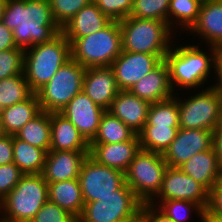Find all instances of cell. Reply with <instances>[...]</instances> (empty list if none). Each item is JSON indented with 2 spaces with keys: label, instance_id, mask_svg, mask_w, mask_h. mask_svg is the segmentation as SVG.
<instances>
[{
  "label": "cell",
  "instance_id": "obj_30",
  "mask_svg": "<svg viewBox=\"0 0 222 222\" xmlns=\"http://www.w3.org/2000/svg\"><path fill=\"white\" fill-rule=\"evenodd\" d=\"M178 129L179 127L144 126L138 134L141 149L163 155L175 139Z\"/></svg>",
  "mask_w": 222,
  "mask_h": 222
},
{
  "label": "cell",
  "instance_id": "obj_6",
  "mask_svg": "<svg viewBox=\"0 0 222 222\" xmlns=\"http://www.w3.org/2000/svg\"><path fill=\"white\" fill-rule=\"evenodd\" d=\"M48 200V183L42 173L23 174L0 202V211L9 222H30Z\"/></svg>",
  "mask_w": 222,
  "mask_h": 222
},
{
  "label": "cell",
  "instance_id": "obj_37",
  "mask_svg": "<svg viewBox=\"0 0 222 222\" xmlns=\"http://www.w3.org/2000/svg\"><path fill=\"white\" fill-rule=\"evenodd\" d=\"M24 51L19 47L0 51V80L23 74Z\"/></svg>",
  "mask_w": 222,
  "mask_h": 222
},
{
  "label": "cell",
  "instance_id": "obj_44",
  "mask_svg": "<svg viewBox=\"0 0 222 222\" xmlns=\"http://www.w3.org/2000/svg\"><path fill=\"white\" fill-rule=\"evenodd\" d=\"M207 209L222 216V189H211L209 191V202Z\"/></svg>",
  "mask_w": 222,
  "mask_h": 222
},
{
  "label": "cell",
  "instance_id": "obj_24",
  "mask_svg": "<svg viewBox=\"0 0 222 222\" xmlns=\"http://www.w3.org/2000/svg\"><path fill=\"white\" fill-rule=\"evenodd\" d=\"M178 168L210 191L217 182L221 166L212 147L210 150L195 154Z\"/></svg>",
  "mask_w": 222,
  "mask_h": 222
},
{
  "label": "cell",
  "instance_id": "obj_27",
  "mask_svg": "<svg viewBox=\"0 0 222 222\" xmlns=\"http://www.w3.org/2000/svg\"><path fill=\"white\" fill-rule=\"evenodd\" d=\"M15 136L32 146L43 149L47 153L51 146L50 113L41 110Z\"/></svg>",
  "mask_w": 222,
  "mask_h": 222
},
{
  "label": "cell",
  "instance_id": "obj_5",
  "mask_svg": "<svg viewBox=\"0 0 222 222\" xmlns=\"http://www.w3.org/2000/svg\"><path fill=\"white\" fill-rule=\"evenodd\" d=\"M122 50L145 54H167L173 29L167 22L128 16L119 21ZM171 41V42H170Z\"/></svg>",
  "mask_w": 222,
  "mask_h": 222
},
{
  "label": "cell",
  "instance_id": "obj_36",
  "mask_svg": "<svg viewBox=\"0 0 222 222\" xmlns=\"http://www.w3.org/2000/svg\"><path fill=\"white\" fill-rule=\"evenodd\" d=\"M93 0H49L54 20L60 28Z\"/></svg>",
  "mask_w": 222,
  "mask_h": 222
},
{
  "label": "cell",
  "instance_id": "obj_18",
  "mask_svg": "<svg viewBox=\"0 0 222 222\" xmlns=\"http://www.w3.org/2000/svg\"><path fill=\"white\" fill-rule=\"evenodd\" d=\"M141 150L139 136L112 144H89V156L97 163L126 172L135 155Z\"/></svg>",
  "mask_w": 222,
  "mask_h": 222
},
{
  "label": "cell",
  "instance_id": "obj_38",
  "mask_svg": "<svg viewBox=\"0 0 222 222\" xmlns=\"http://www.w3.org/2000/svg\"><path fill=\"white\" fill-rule=\"evenodd\" d=\"M111 21H122L131 14L133 0H93Z\"/></svg>",
  "mask_w": 222,
  "mask_h": 222
},
{
  "label": "cell",
  "instance_id": "obj_21",
  "mask_svg": "<svg viewBox=\"0 0 222 222\" xmlns=\"http://www.w3.org/2000/svg\"><path fill=\"white\" fill-rule=\"evenodd\" d=\"M51 146L55 151H89V142L60 112L50 113Z\"/></svg>",
  "mask_w": 222,
  "mask_h": 222
},
{
  "label": "cell",
  "instance_id": "obj_7",
  "mask_svg": "<svg viewBox=\"0 0 222 222\" xmlns=\"http://www.w3.org/2000/svg\"><path fill=\"white\" fill-rule=\"evenodd\" d=\"M166 169L162 154L141 149L125 172V182L143 203L156 204Z\"/></svg>",
  "mask_w": 222,
  "mask_h": 222
},
{
  "label": "cell",
  "instance_id": "obj_17",
  "mask_svg": "<svg viewBox=\"0 0 222 222\" xmlns=\"http://www.w3.org/2000/svg\"><path fill=\"white\" fill-rule=\"evenodd\" d=\"M89 151L49 150L45 157L42 175L49 183L78 179L81 165Z\"/></svg>",
  "mask_w": 222,
  "mask_h": 222
},
{
  "label": "cell",
  "instance_id": "obj_29",
  "mask_svg": "<svg viewBox=\"0 0 222 222\" xmlns=\"http://www.w3.org/2000/svg\"><path fill=\"white\" fill-rule=\"evenodd\" d=\"M137 134L107 110L103 113L98 131L89 144H112L132 140Z\"/></svg>",
  "mask_w": 222,
  "mask_h": 222
},
{
  "label": "cell",
  "instance_id": "obj_52",
  "mask_svg": "<svg viewBox=\"0 0 222 222\" xmlns=\"http://www.w3.org/2000/svg\"><path fill=\"white\" fill-rule=\"evenodd\" d=\"M3 217L0 218V222H9L5 217H4V214L2 215Z\"/></svg>",
  "mask_w": 222,
  "mask_h": 222
},
{
  "label": "cell",
  "instance_id": "obj_39",
  "mask_svg": "<svg viewBox=\"0 0 222 222\" xmlns=\"http://www.w3.org/2000/svg\"><path fill=\"white\" fill-rule=\"evenodd\" d=\"M30 222H77V219L56 203L48 200Z\"/></svg>",
  "mask_w": 222,
  "mask_h": 222
},
{
  "label": "cell",
  "instance_id": "obj_48",
  "mask_svg": "<svg viewBox=\"0 0 222 222\" xmlns=\"http://www.w3.org/2000/svg\"><path fill=\"white\" fill-rule=\"evenodd\" d=\"M121 222H145L144 203L142 204L141 210L139 212H137L132 217L125 219Z\"/></svg>",
  "mask_w": 222,
  "mask_h": 222
},
{
  "label": "cell",
  "instance_id": "obj_9",
  "mask_svg": "<svg viewBox=\"0 0 222 222\" xmlns=\"http://www.w3.org/2000/svg\"><path fill=\"white\" fill-rule=\"evenodd\" d=\"M190 97L177 98L179 128L214 131L222 121V95L209 87Z\"/></svg>",
  "mask_w": 222,
  "mask_h": 222
},
{
  "label": "cell",
  "instance_id": "obj_13",
  "mask_svg": "<svg viewBox=\"0 0 222 222\" xmlns=\"http://www.w3.org/2000/svg\"><path fill=\"white\" fill-rule=\"evenodd\" d=\"M155 198H160L161 201L188 200L205 210L209 202V191L178 167L167 166L161 190Z\"/></svg>",
  "mask_w": 222,
  "mask_h": 222
},
{
  "label": "cell",
  "instance_id": "obj_50",
  "mask_svg": "<svg viewBox=\"0 0 222 222\" xmlns=\"http://www.w3.org/2000/svg\"><path fill=\"white\" fill-rule=\"evenodd\" d=\"M2 108H0V137L5 136L6 133L3 128V120H2Z\"/></svg>",
  "mask_w": 222,
  "mask_h": 222
},
{
  "label": "cell",
  "instance_id": "obj_28",
  "mask_svg": "<svg viewBox=\"0 0 222 222\" xmlns=\"http://www.w3.org/2000/svg\"><path fill=\"white\" fill-rule=\"evenodd\" d=\"M46 152L13 135V163L23 174H38L44 169Z\"/></svg>",
  "mask_w": 222,
  "mask_h": 222
},
{
  "label": "cell",
  "instance_id": "obj_20",
  "mask_svg": "<svg viewBox=\"0 0 222 222\" xmlns=\"http://www.w3.org/2000/svg\"><path fill=\"white\" fill-rule=\"evenodd\" d=\"M129 91L150 104L173 97L175 91L173 92L170 84L169 68L166 61L162 60Z\"/></svg>",
  "mask_w": 222,
  "mask_h": 222
},
{
  "label": "cell",
  "instance_id": "obj_41",
  "mask_svg": "<svg viewBox=\"0 0 222 222\" xmlns=\"http://www.w3.org/2000/svg\"><path fill=\"white\" fill-rule=\"evenodd\" d=\"M13 162V135L0 137V166Z\"/></svg>",
  "mask_w": 222,
  "mask_h": 222
},
{
  "label": "cell",
  "instance_id": "obj_25",
  "mask_svg": "<svg viewBox=\"0 0 222 222\" xmlns=\"http://www.w3.org/2000/svg\"><path fill=\"white\" fill-rule=\"evenodd\" d=\"M49 200L72 214L76 219L83 211L84 200L78 179L48 184Z\"/></svg>",
  "mask_w": 222,
  "mask_h": 222
},
{
  "label": "cell",
  "instance_id": "obj_34",
  "mask_svg": "<svg viewBox=\"0 0 222 222\" xmlns=\"http://www.w3.org/2000/svg\"><path fill=\"white\" fill-rule=\"evenodd\" d=\"M170 0H133L131 17L139 19H153L168 24V10Z\"/></svg>",
  "mask_w": 222,
  "mask_h": 222
},
{
  "label": "cell",
  "instance_id": "obj_14",
  "mask_svg": "<svg viewBox=\"0 0 222 222\" xmlns=\"http://www.w3.org/2000/svg\"><path fill=\"white\" fill-rule=\"evenodd\" d=\"M213 147V131L206 129L179 128L175 139L164 152L163 158L169 167H179L195 154Z\"/></svg>",
  "mask_w": 222,
  "mask_h": 222
},
{
  "label": "cell",
  "instance_id": "obj_11",
  "mask_svg": "<svg viewBox=\"0 0 222 222\" xmlns=\"http://www.w3.org/2000/svg\"><path fill=\"white\" fill-rule=\"evenodd\" d=\"M84 203L114 195L125 182V173L97 163L89 155L84 159L78 176Z\"/></svg>",
  "mask_w": 222,
  "mask_h": 222
},
{
  "label": "cell",
  "instance_id": "obj_26",
  "mask_svg": "<svg viewBox=\"0 0 222 222\" xmlns=\"http://www.w3.org/2000/svg\"><path fill=\"white\" fill-rule=\"evenodd\" d=\"M41 111L38 96L29 98L2 110L3 128L7 135H15L27 122Z\"/></svg>",
  "mask_w": 222,
  "mask_h": 222
},
{
  "label": "cell",
  "instance_id": "obj_23",
  "mask_svg": "<svg viewBox=\"0 0 222 222\" xmlns=\"http://www.w3.org/2000/svg\"><path fill=\"white\" fill-rule=\"evenodd\" d=\"M110 22L111 20L91 1L61 28V33L66 38L85 37L104 29Z\"/></svg>",
  "mask_w": 222,
  "mask_h": 222
},
{
  "label": "cell",
  "instance_id": "obj_46",
  "mask_svg": "<svg viewBox=\"0 0 222 222\" xmlns=\"http://www.w3.org/2000/svg\"><path fill=\"white\" fill-rule=\"evenodd\" d=\"M213 148L216 151L219 164L222 167V121L213 131Z\"/></svg>",
  "mask_w": 222,
  "mask_h": 222
},
{
  "label": "cell",
  "instance_id": "obj_45",
  "mask_svg": "<svg viewBox=\"0 0 222 222\" xmlns=\"http://www.w3.org/2000/svg\"><path fill=\"white\" fill-rule=\"evenodd\" d=\"M213 68L215 69L214 72L216 73L217 76L216 78H218V82L216 83V85L214 84L211 87L222 95V49L221 48L217 49Z\"/></svg>",
  "mask_w": 222,
  "mask_h": 222
},
{
  "label": "cell",
  "instance_id": "obj_22",
  "mask_svg": "<svg viewBox=\"0 0 222 222\" xmlns=\"http://www.w3.org/2000/svg\"><path fill=\"white\" fill-rule=\"evenodd\" d=\"M206 40L207 45L222 47V0L202 2L197 21L189 29Z\"/></svg>",
  "mask_w": 222,
  "mask_h": 222
},
{
  "label": "cell",
  "instance_id": "obj_4",
  "mask_svg": "<svg viewBox=\"0 0 222 222\" xmlns=\"http://www.w3.org/2000/svg\"><path fill=\"white\" fill-rule=\"evenodd\" d=\"M172 49L170 48L164 60L169 68L173 91L175 84L186 89L204 85L214 64L217 48L213 46L209 48L211 56L195 45L177 46Z\"/></svg>",
  "mask_w": 222,
  "mask_h": 222
},
{
  "label": "cell",
  "instance_id": "obj_47",
  "mask_svg": "<svg viewBox=\"0 0 222 222\" xmlns=\"http://www.w3.org/2000/svg\"><path fill=\"white\" fill-rule=\"evenodd\" d=\"M203 222H222V216L211 213L208 209L204 210Z\"/></svg>",
  "mask_w": 222,
  "mask_h": 222
},
{
  "label": "cell",
  "instance_id": "obj_8",
  "mask_svg": "<svg viewBox=\"0 0 222 222\" xmlns=\"http://www.w3.org/2000/svg\"><path fill=\"white\" fill-rule=\"evenodd\" d=\"M86 68L70 59L37 92L40 109L60 112L78 93L82 92Z\"/></svg>",
  "mask_w": 222,
  "mask_h": 222
},
{
  "label": "cell",
  "instance_id": "obj_35",
  "mask_svg": "<svg viewBox=\"0 0 222 222\" xmlns=\"http://www.w3.org/2000/svg\"><path fill=\"white\" fill-rule=\"evenodd\" d=\"M160 202L161 204L157 205V208L174 222H186L191 209L192 212L194 210L197 214L199 213L200 220L203 221L204 209L199 204L188 200H159Z\"/></svg>",
  "mask_w": 222,
  "mask_h": 222
},
{
  "label": "cell",
  "instance_id": "obj_16",
  "mask_svg": "<svg viewBox=\"0 0 222 222\" xmlns=\"http://www.w3.org/2000/svg\"><path fill=\"white\" fill-rule=\"evenodd\" d=\"M82 91L95 104L108 110L120 90L116 84L114 71L108 66L86 68Z\"/></svg>",
  "mask_w": 222,
  "mask_h": 222
},
{
  "label": "cell",
  "instance_id": "obj_10",
  "mask_svg": "<svg viewBox=\"0 0 222 222\" xmlns=\"http://www.w3.org/2000/svg\"><path fill=\"white\" fill-rule=\"evenodd\" d=\"M142 204L125 183L114 195L85 203L77 222H121L139 212Z\"/></svg>",
  "mask_w": 222,
  "mask_h": 222
},
{
  "label": "cell",
  "instance_id": "obj_19",
  "mask_svg": "<svg viewBox=\"0 0 222 222\" xmlns=\"http://www.w3.org/2000/svg\"><path fill=\"white\" fill-rule=\"evenodd\" d=\"M149 107V102L133 95L130 91L120 90L107 111L138 135L147 123Z\"/></svg>",
  "mask_w": 222,
  "mask_h": 222
},
{
  "label": "cell",
  "instance_id": "obj_1",
  "mask_svg": "<svg viewBox=\"0 0 222 222\" xmlns=\"http://www.w3.org/2000/svg\"><path fill=\"white\" fill-rule=\"evenodd\" d=\"M2 22L22 49L48 43L61 33L49 0H5Z\"/></svg>",
  "mask_w": 222,
  "mask_h": 222
},
{
  "label": "cell",
  "instance_id": "obj_3",
  "mask_svg": "<svg viewBox=\"0 0 222 222\" xmlns=\"http://www.w3.org/2000/svg\"><path fill=\"white\" fill-rule=\"evenodd\" d=\"M70 59V42L62 33L48 43L25 49L23 74L30 89L36 93Z\"/></svg>",
  "mask_w": 222,
  "mask_h": 222
},
{
  "label": "cell",
  "instance_id": "obj_31",
  "mask_svg": "<svg viewBox=\"0 0 222 222\" xmlns=\"http://www.w3.org/2000/svg\"><path fill=\"white\" fill-rule=\"evenodd\" d=\"M178 100L173 97L150 104L145 126L179 127Z\"/></svg>",
  "mask_w": 222,
  "mask_h": 222
},
{
  "label": "cell",
  "instance_id": "obj_42",
  "mask_svg": "<svg viewBox=\"0 0 222 222\" xmlns=\"http://www.w3.org/2000/svg\"><path fill=\"white\" fill-rule=\"evenodd\" d=\"M155 207V204L144 203L145 222H174Z\"/></svg>",
  "mask_w": 222,
  "mask_h": 222
},
{
  "label": "cell",
  "instance_id": "obj_49",
  "mask_svg": "<svg viewBox=\"0 0 222 222\" xmlns=\"http://www.w3.org/2000/svg\"><path fill=\"white\" fill-rule=\"evenodd\" d=\"M212 189H222V167L220 168L218 177H217V182L216 184L213 186Z\"/></svg>",
  "mask_w": 222,
  "mask_h": 222
},
{
  "label": "cell",
  "instance_id": "obj_12",
  "mask_svg": "<svg viewBox=\"0 0 222 222\" xmlns=\"http://www.w3.org/2000/svg\"><path fill=\"white\" fill-rule=\"evenodd\" d=\"M166 54H145L122 51L111 64L116 84L121 91H129L135 83L155 68Z\"/></svg>",
  "mask_w": 222,
  "mask_h": 222
},
{
  "label": "cell",
  "instance_id": "obj_43",
  "mask_svg": "<svg viewBox=\"0 0 222 222\" xmlns=\"http://www.w3.org/2000/svg\"><path fill=\"white\" fill-rule=\"evenodd\" d=\"M17 48L12 30L0 22V51Z\"/></svg>",
  "mask_w": 222,
  "mask_h": 222
},
{
  "label": "cell",
  "instance_id": "obj_2",
  "mask_svg": "<svg viewBox=\"0 0 222 222\" xmlns=\"http://www.w3.org/2000/svg\"><path fill=\"white\" fill-rule=\"evenodd\" d=\"M66 39L70 42L71 59L85 68L111 66L123 51L118 21H111L104 29L88 36Z\"/></svg>",
  "mask_w": 222,
  "mask_h": 222
},
{
  "label": "cell",
  "instance_id": "obj_32",
  "mask_svg": "<svg viewBox=\"0 0 222 222\" xmlns=\"http://www.w3.org/2000/svg\"><path fill=\"white\" fill-rule=\"evenodd\" d=\"M34 92L24 74L0 80V108L4 109L29 98Z\"/></svg>",
  "mask_w": 222,
  "mask_h": 222
},
{
  "label": "cell",
  "instance_id": "obj_15",
  "mask_svg": "<svg viewBox=\"0 0 222 222\" xmlns=\"http://www.w3.org/2000/svg\"><path fill=\"white\" fill-rule=\"evenodd\" d=\"M105 111L82 91L74 96L60 113L69 119L90 142L98 131L101 117Z\"/></svg>",
  "mask_w": 222,
  "mask_h": 222
},
{
  "label": "cell",
  "instance_id": "obj_51",
  "mask_svg": "<svg viewBox=\"0 0 222 222\" xmlns=\"http://www.w3.org/2000/svg\"><path fill=\"white\" fill-rule=\"evenodd\" d=\"M5 0H0V22L2 21L4 12Z\"/></svg>",
  "mask_w": 222,
  "mask_h": 222
},
{
  "label": "cell",
  "instance_id": "obj_40",
  "mask_svg": "<svg viewBox=\"0 0 222 222\" xmlns=\"http://www.w3.org/2000/svg\"><path fill=\"white\" fill-rule=\"evenodd\" d=\"M23 173L12 162L0 166V202L18 184Z\"/></svg>",
  "mask_w": 222,
  "mask_h": 222
},
{
  "label": "cell",
  "instance_id": "obj_33",
  "mask_svg": "<svg viewBox=\"0 0 222 222\" xmlns=\"http://www.w3.org/2000/svg\"><path fill=\"white\" fill-rule=\"evenodd\" d=\"M201 5L202 2L200 0H170L168 26L174 28L172 26H175L174 24L176 23V25H180L185 30H189L197 21Z\"/></svg>",
  "mask_w": 222,
  "mask_h": 222
}]
</instances>
